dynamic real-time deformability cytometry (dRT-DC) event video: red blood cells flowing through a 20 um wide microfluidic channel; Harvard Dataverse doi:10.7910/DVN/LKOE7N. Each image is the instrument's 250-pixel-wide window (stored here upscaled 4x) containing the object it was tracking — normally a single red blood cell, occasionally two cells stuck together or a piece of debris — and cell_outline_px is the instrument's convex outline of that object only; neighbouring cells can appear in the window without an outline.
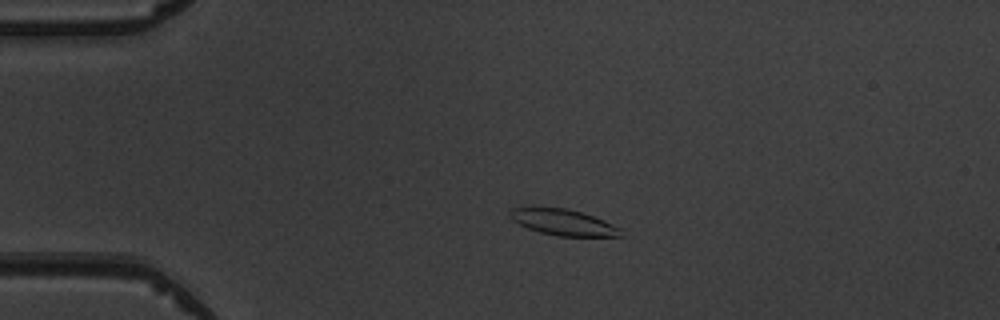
{"species": "common noctule bat (a hibernating species)", "species_latin": "Nyctalus noctula", "temperature_condition": "warm", "stored_images_in_passage": 5, "camera_frame_rate_fps": 3000, "um_per_image_px": 0.085, "animal": {"sex": "male", "body_mass_g": 19.5, "forearm_length_mm": 54.6}, "frame": {"image": 1, "passage_image": 3, "time_ms": 2.333, "image_size_px": [1000, 320], "cell_outline_px": [[624, 236], [556, 236], [540, 232], [528, 228], [512, 220], [508, 216], [508, 212], [512, 208], [568, 208], [604, 220], [620, 228]], "centroid_in_image_um": [47.87, 18.9], "position_along_channel_um": 37.1, "area_um2": 16.65}}